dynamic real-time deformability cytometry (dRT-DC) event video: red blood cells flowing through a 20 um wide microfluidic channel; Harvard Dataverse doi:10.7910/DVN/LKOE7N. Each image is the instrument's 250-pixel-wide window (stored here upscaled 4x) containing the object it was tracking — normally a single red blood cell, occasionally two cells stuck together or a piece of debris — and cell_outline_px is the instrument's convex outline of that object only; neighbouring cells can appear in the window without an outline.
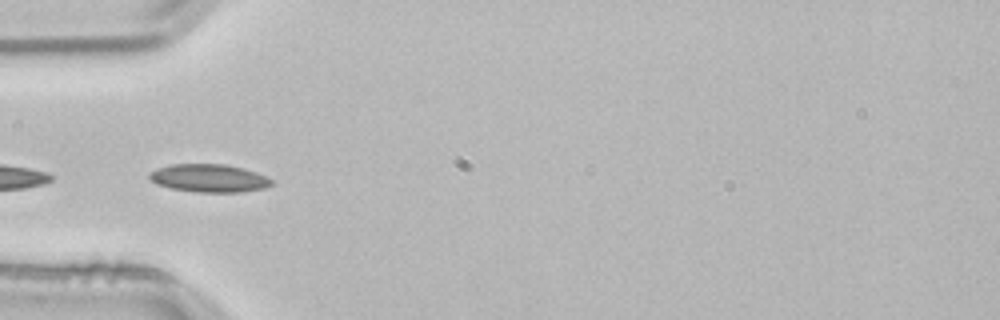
{"species": "common noctule bat (a hibernating species)", "species_latin": "Nyctalus noctula", "temperature_condition": "room temperature", "stored_images_in_passage": 6, "camera_frame_rate_fps": 3000, "um_per_image_px": 0.085, "animal": {"sex": "male", "body_mass_g": 21.5, "forearm_length_mm": 52.0}, "frame": {"image": 1, "passage_image": 4, "time_ms": 1.0, "image_size_px": [1000, 320], "cell_outline_px": [[272, 184], [264, 188], [244, 192], [196, 192], [172, 188], [156, 184], [148, 176], [148, 172], [156, 168], [168, 164], [224, 164], [244, 168], [256, 172], [272, 180]], "centroid_in_image_um": [17.74, 15.14], "position_along_channel_um": 67.3, "area_um2": 20.0}}